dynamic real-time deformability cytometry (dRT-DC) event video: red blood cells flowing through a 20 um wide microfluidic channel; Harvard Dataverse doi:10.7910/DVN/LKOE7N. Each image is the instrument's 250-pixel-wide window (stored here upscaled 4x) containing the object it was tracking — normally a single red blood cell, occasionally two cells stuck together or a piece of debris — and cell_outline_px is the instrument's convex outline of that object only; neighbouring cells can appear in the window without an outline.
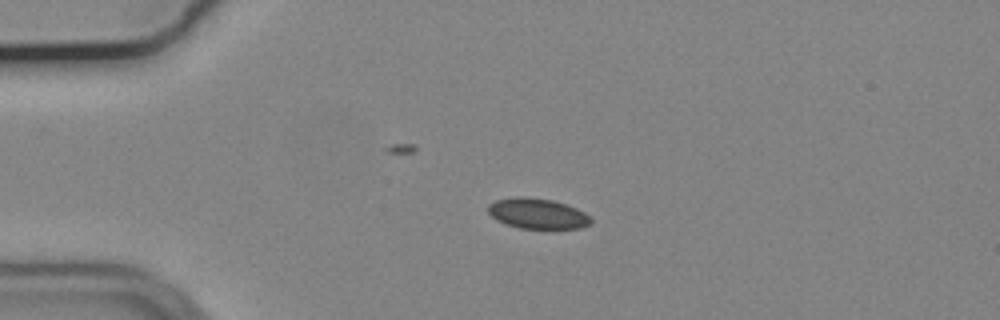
{"species": "common noctule bat (a hibernating species)", "species_latin": "Nyctalus noctula", "temperature_condition": "cold", "stored_images_in_passage": 44, "camera_frame_rate_fps": 3000, "um_per_image_px": 0.085, "animal": {"sex": "male", "body_mass_g": 19.2, "forearm_length_mm": 51.8}, "frame": {"image": 1, "passage_image": 1, "time_ms": 0.0, "image_size_px": [1000, 320], "cell_outline_px": [[592, 224], [580, 228], [520, 228], [496, 220], [488, 212], [488, 204], [496, 200], [516, 196], [524, 196], [552, 200], [576, 208], [584, 212], [592, 220]], "centroid_in_image_um": [45.68, 18.14], "position_along_channel_um": 39.3, "area_um2": 18.09}}
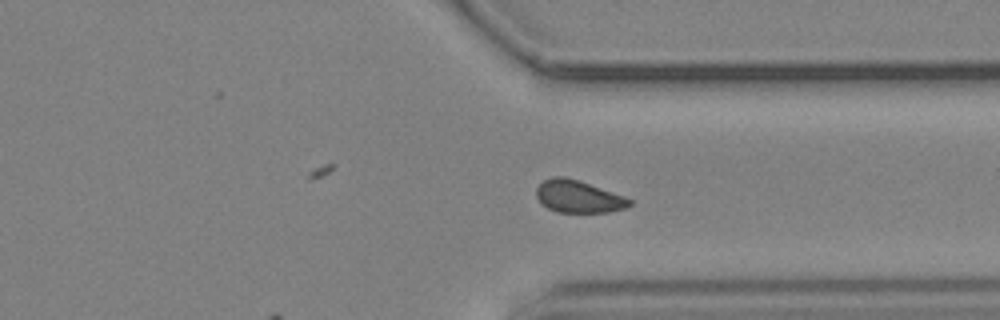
{"frame": {"image": 2, "passage_image": 30, "time_ms": 9.667, "image_size_px": [1000, 320], "cell_outline_px": [[632, 204], [628, 208], [608, 212], [556, 212], [540, 204], [536, 196], [536, 188], [544, 180], [552, 176], [564, 176], [580, 180], [624, 196], [632, 200]], "centroid_in_image_um": [49.16, 16.7], "position_along_channel_um": 362.2, "area_um2": 17.8}}
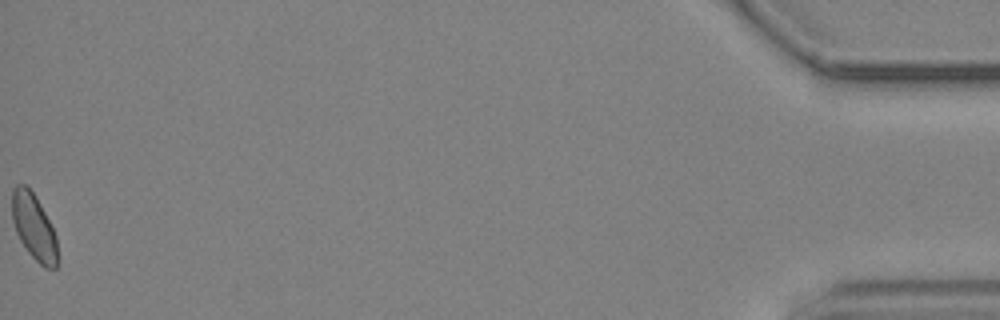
{"frame": {"image": 3, "passage_image": 44, "time_ms": 14.333, "image_size_px": [1000, 320], "cell_outline_px": [[56, 268], [44, 268], [28, 252], [20, 240], [16, 232], [12, 220], [12, 188], [16, 184], [24, 184], [36, 196], [56, 236]], "centroid_in_image_um": [2.84, 19.26], "position_along_channel_um": 432.4, "area_um2": 17.17}, "authors_computed_cell_mechanics": {"area_um2": 17.8024, "velocity_mm_per_s": 3.6842, "shape_relaxation_time_tau1_ms": 3.2706, "shape_relaxation_time_tau2_ms": 3.3326, "deformation_change_tau1": 0.0487, "deformation_change_tau2": 0.0562}}